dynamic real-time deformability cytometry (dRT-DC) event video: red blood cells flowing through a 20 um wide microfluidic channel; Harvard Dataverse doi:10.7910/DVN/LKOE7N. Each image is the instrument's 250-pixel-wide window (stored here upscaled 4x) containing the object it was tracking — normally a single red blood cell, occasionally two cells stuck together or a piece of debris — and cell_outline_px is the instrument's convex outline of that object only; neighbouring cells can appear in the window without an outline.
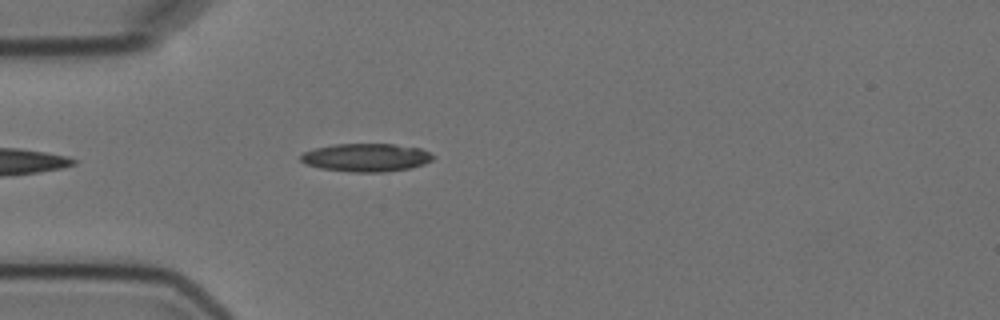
{"species": "Egyptian fruit bat (a non-hibernating species)", "species_latin": "Rousettus aegyptiacus", "temperature_condition": "cold", "stored_images_in_passage": 5, "camera_frame_rate_fps": 3000, "um_per_image_px": 0.085, "animal": {"sex": "female"}, "frame": {"image": 1, "passage_image": 5, "time_ms": 4.333, "image_size_px": [1000, 320], "cell_outline_px": [[436, 156], [432, 160], [424, 164], [412, 168], [384, 172], [352, 172], [320, 168], [304, 164], [300, 160], [300, 156], [304, 152], [316, 148], [332, 144], [392, 144], [420, 148]], "centroid_in_image_um": [31.13, 13.39], "position_along_channel_um": 53.9, "area_um2": 21.79}}